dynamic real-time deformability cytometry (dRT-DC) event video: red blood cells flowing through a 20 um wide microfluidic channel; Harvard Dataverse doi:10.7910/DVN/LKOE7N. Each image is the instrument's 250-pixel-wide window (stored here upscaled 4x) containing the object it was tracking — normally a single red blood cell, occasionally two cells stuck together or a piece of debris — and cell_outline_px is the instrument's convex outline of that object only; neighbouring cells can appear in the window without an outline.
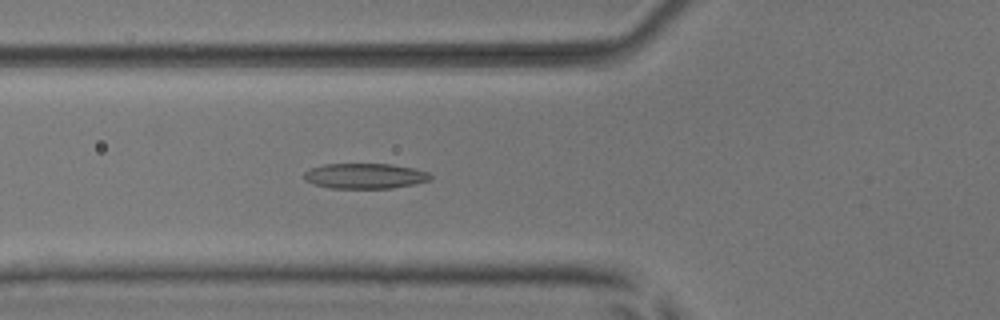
{"species": "common noctule bat (a hibernating species)", "species_latin": "Nyctalus noctula", "temperature_condition": "room temperature", "stored_images_in_passage": 53, "camera_frame_rate_fps": 3000, "um_per_image_px": 0.085, "animal": {"sex": "male", "body_mass_g": 17.9, "forearm_length_mm": 54.2}, "frame": {"image": 1, "passage_image": 20, "time_ms": 6.333, "image_size_px": [1000, 320], "cell_outline_px": [[432, 176], [428, 180], [412, 184], [392, 188], [332, 188], [312, 184], [304, 180], [304, 172], [312, 168], [324, 164], [392, 164], [412, 168], [428, 172]], "centroid_in_image_um": [30.98, 14.95], "position_along_channel_um": 94.8, "area_um2": 18.5}}
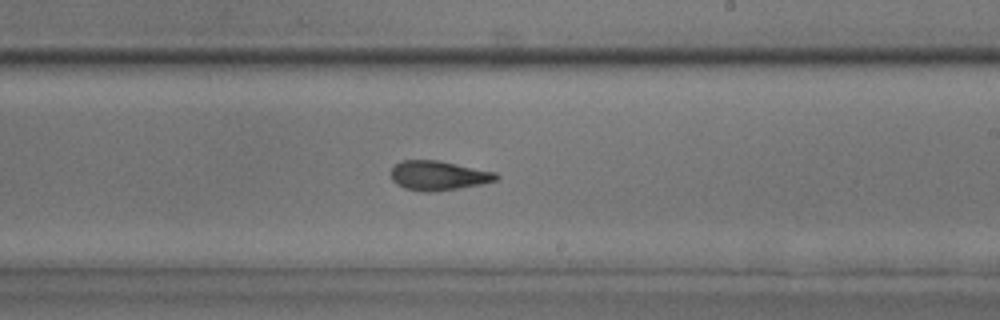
{"frame": {"image": 2, "passage_image": 32, "time_ms": 10.333, "image_size_px": [1000, 320], "cell_outline_px": [[500, 176], [496, 180], [480, 184], [436, 192], [424, 192], [404, 188], [396, 184], [392, 180], [392, 164], [400, 160], [436, 160], [496, 172]], "centroid_in_image_um": [37.22, 14.92], "position_along_channel_um": 251.8, "area_um2": 18.09}}
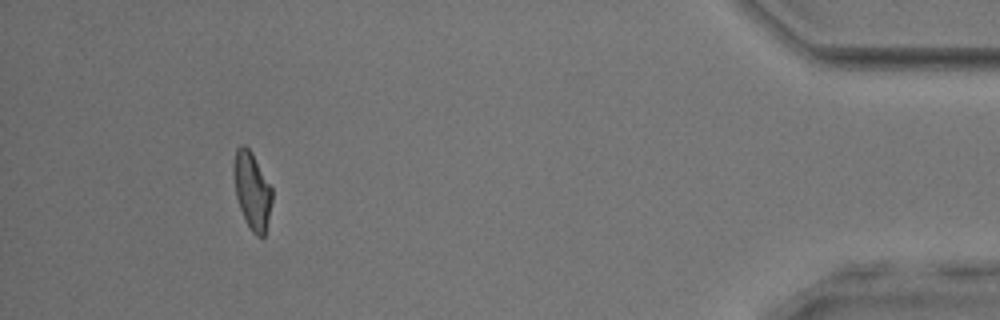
{"frame": {"image": 3, "passage_image": 49, "time_ms": 16.0, "image_size_px": [1000, 320], "cell_outline_px": [[272, 200], [264, 236], [256, 236], [252, 232], [240, 208], [236, 196], [232, 172], [232, 164], [236, 148], [240, 144], [244, 144], [252, 152], [272, 188]], "centroid_in_image_um": [21.4, 16.13], "position_along_channel_um": 413.8, "area_um2": 17.22}, "authors_computed_cell_mechanics": {"area_um2": 18.3804, "velocity_mm_per_s": 3.9315, "shape_relaxation_time_tau1_ms": 4.6536, "shape_relaxation_time_tau2_ms": 2.0903, "deformation_change_tau1": 0.1601, "deformation_change_tau2": 0.1039}}